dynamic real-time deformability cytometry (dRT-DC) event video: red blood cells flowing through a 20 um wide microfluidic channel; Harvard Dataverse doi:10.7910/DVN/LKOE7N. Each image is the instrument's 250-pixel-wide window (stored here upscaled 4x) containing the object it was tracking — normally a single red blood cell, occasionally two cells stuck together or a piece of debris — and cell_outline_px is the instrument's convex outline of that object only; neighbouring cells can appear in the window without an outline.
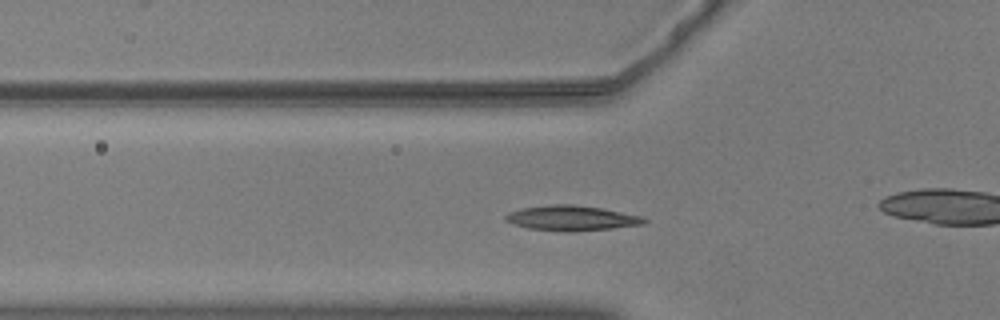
{"species": "common noctule bat (a hibernating species)", "species_latin": "Nyctalus noctula", "temperature_condition": "warm", "stored_images_in_passage": 52, "camera_frame_rate_fps": 3000, "um_per_image_px": 0.085, "animal": {"sex": "male", "body_mass_g": 20.5, "forearm_length_mm": 52.5}, "frame": {"image": 1, "passage_image": 15, "time_ms": 4.667, "image_size_px": [1000, 320], "cell_outline_px": [[648, 220], [644, 224], [612, 228], [528, 228], [504, 220], [504, 216], [508, 212], [524, 208], [552, 204], [572, 204], [600, 208], [640, 216]], "centroid_in_image_um": [48.57, 18.48], "position_along_channel_um": 77.2, "area_um2": 18.73}}
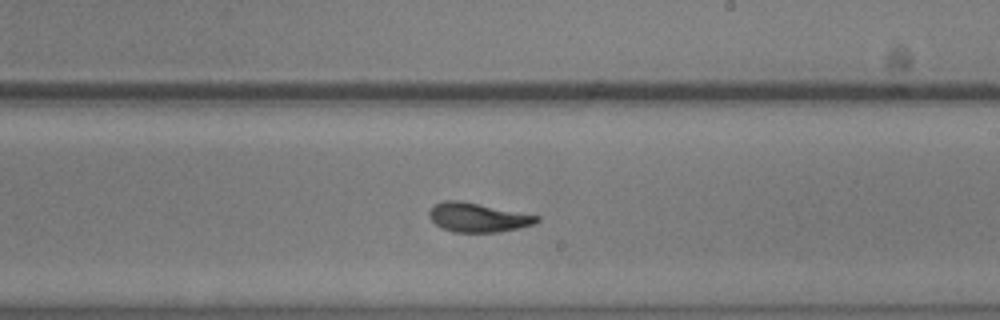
{"frame": {"image": 2, "passage_image": 29, "time_ms": 9.333, "image_size_px": [1000, 320], "cell_outline_px": [[540, 220], [536, 224], [520, 228], [500, 232], [452, 232], [440, 228], [428, 216], [428, 212], [436, 204], [444, 200], [460, 200], [540, 216]], "centroid_in_image_um": [40.63, 18.49], "position_along_channel_um": 248.4, "area_um2": 18.38}}
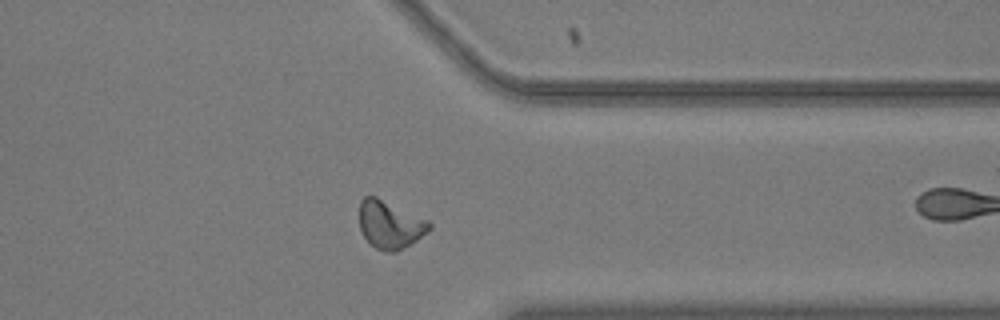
{"frame": {"image": 3, "passage_image": 40, "time_ms": 13.0, "image_size_px": [1000, 320], "cell_outline_px": [[432, 228], [428, 232], [416, 240], [396, 252], [384, 252], [376, 248], [364, 236], [360, 228], [360, 200], [364, 196], [376, 196], [428, 220], [432, 224]], "centroid_in_image_um": [33.16, 19.09], "position_along_channel_um": 378.2, "area_um2": 19.36}, "authors_computed_cell_mechanics": {"area_um2": 18.3804, "velocity_mm_per_s": 3.6444, "shape_relaxation_time_tau1_ms": 2.9323, "shape_relaxation_time_tau2_ms": 2.2333, "deformation_change_tau1": 0.156, "deformation_change_tau2": 0.0415}}